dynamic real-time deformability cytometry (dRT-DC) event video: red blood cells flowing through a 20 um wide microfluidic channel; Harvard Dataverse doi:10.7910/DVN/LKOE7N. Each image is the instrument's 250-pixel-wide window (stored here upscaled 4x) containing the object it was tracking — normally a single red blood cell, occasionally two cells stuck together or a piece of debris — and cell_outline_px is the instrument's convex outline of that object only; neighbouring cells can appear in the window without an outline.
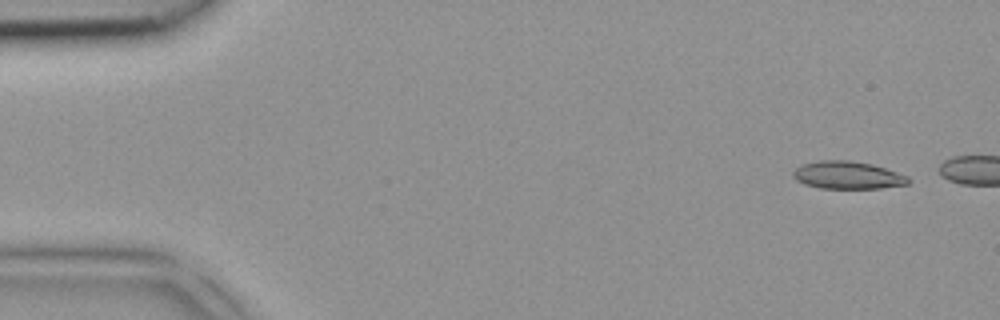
{"species": "common noctule bat (a hibernating species)", "species_latin": "Nyctalus noctula", "temperature_condition": "room temperature", "stored_images_in_passage": 3, "camera_frame_rate_fps": 3000, "um_per_image_px": 0.085, "animal": {"sex": "female", "body_mass_g": 18.4}, "frame": {"image": 1, "passage_image": 1, "time_ms": 0.0, "image_size_px": [1000, 320], "cell_outline_px": [[912, 180], [908, 184], [880, 188], [820, 188], [804, 184], [796, 180], [792, 176], [792, 172], [796, 168], [804, 164], [820, 160], [852, 160], [872, 164], [908, 176]], "centroid_in_image_um": [72.05, 14.89], "position_along_channel_um": 13.0, "area_um2": 18.55}}